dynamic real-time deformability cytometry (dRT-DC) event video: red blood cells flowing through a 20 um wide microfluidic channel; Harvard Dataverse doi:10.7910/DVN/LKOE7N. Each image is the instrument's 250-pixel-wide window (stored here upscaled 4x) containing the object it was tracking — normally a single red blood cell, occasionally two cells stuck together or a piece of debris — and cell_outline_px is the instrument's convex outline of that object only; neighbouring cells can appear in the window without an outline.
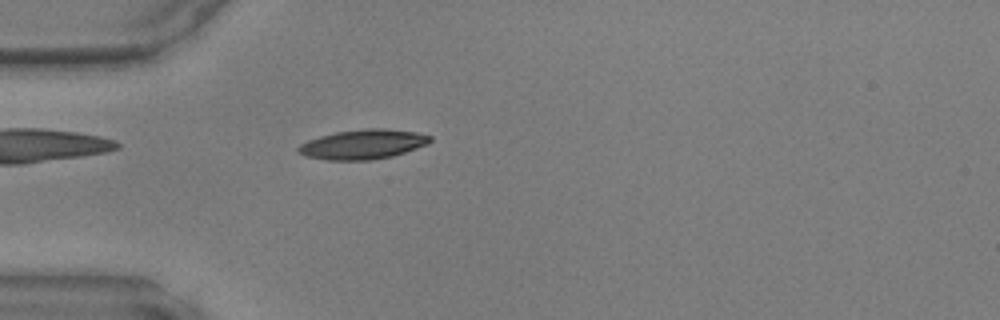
{"species": "common noctule bat (a hibernating species)", "species_latin": "Nyctalus noctula", "temperature_condition": "warm", "stored_images_in_passage": 48, "camera_frame_rate_fps": 3000, "um_per_image_px": 0.085, "animal": {"sex": "male", "body_mass_g": 17.9, "forearm_length_mm": 54.2}, "frame": {"image": 1, "passage_image": 14, "time_ms": 4.333, "image_size_px": [1000, 320], "cell_outline_px": [[432, 140], [428, 144], [392, 156], [372, 160], [328, 160], [304, 156], [296, 152], [296, 148], [300, 144], [308, 140], [320, 136], [336, 132], [368, 128], [384, 128], [416, 132], [432, 136]], "centroid_in_image_um": [30.83, 12.27], "position_along_channel_um": 54.2, "area_um2": 22.83}}
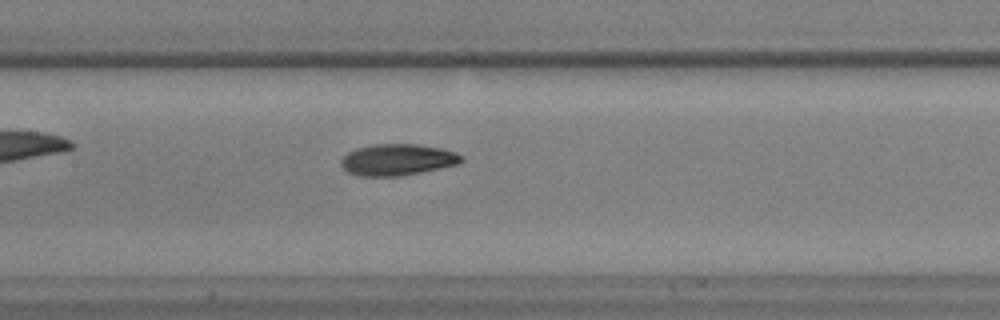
{"frame": {"image": 2, "passage_image": 23, "time_ms": 7.333, "image_size_px": [1000, 320], "cell_outline_px": [[464, 160], [460, 164], [400, 176], [360, 176], [348, 172], [340, 164], [340, 160], [348, 152], [356, 148], [376, 144], [416, 144], [444, 148], [456, 152], [464, 156]], "centroid_in_image_um": [33.82, 13.57], "position_along_channel_um": 173.6, "area_um2": 22.2}}
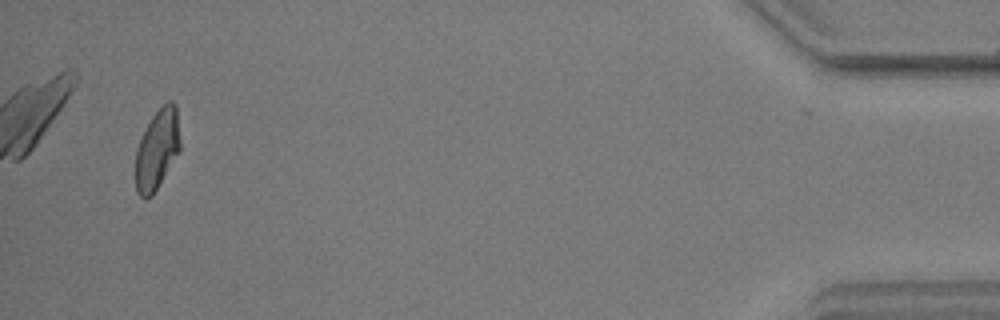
{"frame": {"image": 3, "passage_image": 46, "time_ms": 15.0, "image_size_px": [1000, 320], "cell_outline_px": [[180, 152], [152, 196], [140, 196], [136, 192], [136, 148], [152, 116], [168, 100], [172, 100], [176, 104], [180, 140]], "centroid_in_image_um": [13.38, 12.69], "position_along_channel_um": 421.8, "area_um2": 20.69}}